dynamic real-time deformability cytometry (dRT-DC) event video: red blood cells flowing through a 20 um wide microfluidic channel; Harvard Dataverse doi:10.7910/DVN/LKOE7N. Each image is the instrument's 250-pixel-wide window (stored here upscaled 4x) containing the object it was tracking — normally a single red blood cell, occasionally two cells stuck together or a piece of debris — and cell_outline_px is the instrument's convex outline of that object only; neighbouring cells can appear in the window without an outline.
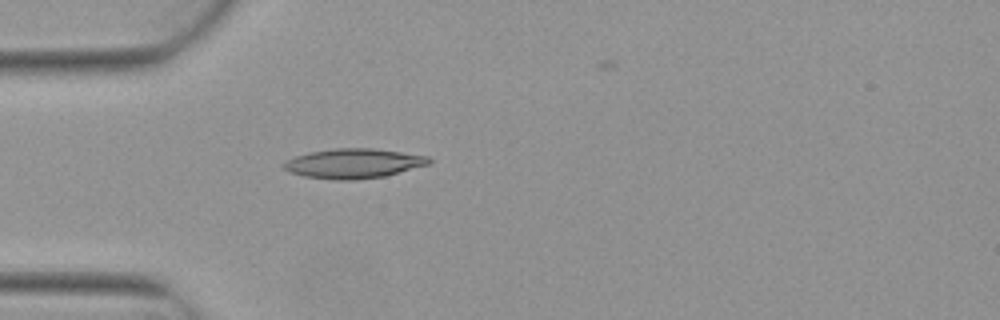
{"species": "Egyptian fruit bat (a non-hibernating species)", "species_latin": "Rousettus aegyptiacus", "temperature_condition": "warm", "stored_images_in_passage": 6, "camera_frame_rate_fps": 3000, "um_per_image_px": 0.085, "animal": {"sex": "female"}, "frame": {"image": 1, "passage_image": 5, "time_ms": 1.333, "image_size_px": [1000, 320], "cell_outline_px": [[432, 164], [384, 176], [356, 180], [336, 180], [304, 176], [292, 172], [284, 168], [280, 164], [296, 156], [308, 152], [332, 148], [372, 148], [428, 156], [432, 160]], "centroid_in_image_um": [30.07, 13.89], "position_along_channel_um": 54.9, "area_um2": 25.14}}